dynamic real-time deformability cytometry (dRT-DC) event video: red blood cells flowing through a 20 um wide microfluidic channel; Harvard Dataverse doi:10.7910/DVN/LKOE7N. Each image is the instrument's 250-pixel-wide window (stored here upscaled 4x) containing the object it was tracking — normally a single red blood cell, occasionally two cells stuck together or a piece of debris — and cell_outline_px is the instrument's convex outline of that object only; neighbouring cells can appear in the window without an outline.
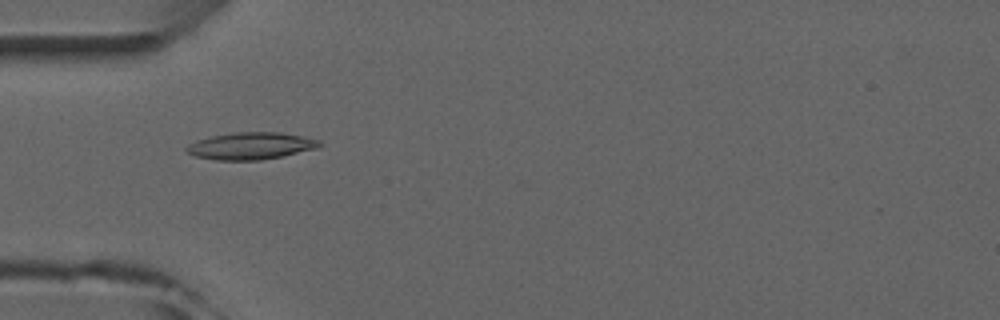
{"species": "common noctule bat (a hibernating species)", "species_latin": "Nyctalus noctula", "temperature_condition": "room temperature", "stored_images_in_passage": 6, "camera_frame_rate_fps": 3000, "um_per_image_px": 0.085, "animal": {"sex": "male", "forearm_length_mm": 52.5}, "frame": {"image": 1, "passage_image": 4, "time_ms": 4.0, "image_size_px": [1000, 320], "cell_outline_px": [[324, 144], [316, 148], [284, 156], [260, 160], [216, 160], [196, 156], [188, 152], [184, 148], [188, 144], [196, 140], [212, 136], [236, 132], [280, 132], [304, 136], [320, 140]], "centroid_in_image_um": [21.35, 12.4], "position_along_channel_um": 63.7, "area_um2": 21.04}}
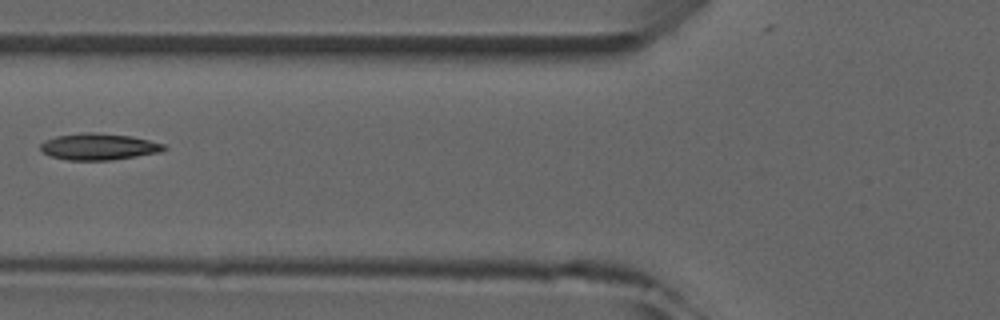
{"frame": {"image": 2, "passage_image": 5, "time_ms": 5.333, "image_size_px": [1000, 320], "cell_outline_px": [[168, 148], [160, 152], [112, 160], [68, 160], [52, 156], [44, 152], [40, 148], [40, 144], [44, 140], [56, 136], [84, 132], [96, 132], [132, 136], [164, 144]], "centroid_in_image_um": [8.4, 12.46], "position_along_channel_um": 117.4, "area_um2": 19.07}}
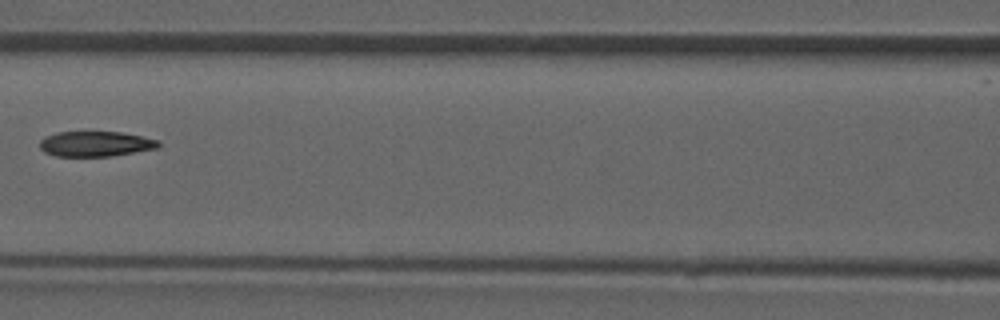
{"frame": {"image": 3, "passage_image": 6, "time_ms": 6.333, "image_size_px": [1000, 320], "cell_outline_px": [[160, 144], [156, 148], [112, 156], [56, 156], [44, 152], [40, 148], [40, 140], [44, 136], [56, 132], [120, 132], [160, 140]], "centroid_in_image_um": [8.08, 12.22], "position_along_channel_um": 158.5, "area_um2": 17.4}}